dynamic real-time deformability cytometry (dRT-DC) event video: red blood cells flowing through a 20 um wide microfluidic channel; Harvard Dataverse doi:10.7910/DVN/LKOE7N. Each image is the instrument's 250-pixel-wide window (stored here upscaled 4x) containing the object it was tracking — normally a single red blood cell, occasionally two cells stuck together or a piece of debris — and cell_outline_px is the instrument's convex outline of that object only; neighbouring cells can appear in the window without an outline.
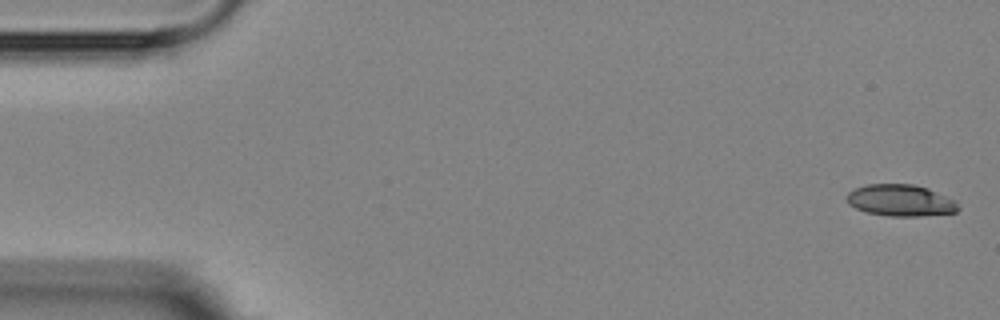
{"species": "Egyptian fruit bat (a non-hibernating species)", "species_latin": "Rousettus aegyptiacus", "temperature_condition": "room temperature", "stored_images_in_passage": 14, "camera_frame_rate_fps": 3000, "um_per_image_px": 0.085, "animal": {"sex": "female"}, "frame": {"image": 1, "passage_image": 1, "time_ms": 0.0, "image_size_px": [1000, 320], "cell_outline_px": [[960, 208], [956, 212], [920, 216], [888, 216], [868, 212], [856, 208], [848, 204], [848, 192], [856, 188], [868, 184], [912, 184], [928, 188], [952, 200]], "centroid_in_image_um": [76.52, 17.03], "position_along_channel_um": 8.5, "area_um2": 20.17}}
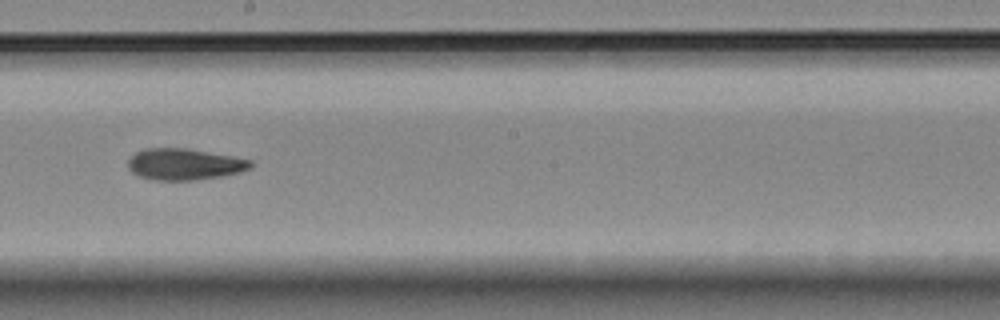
{"frame": {"image": 2, "passage_image": 8, "time_ms": 9.667, "image_size_px": [1000, 320], "cell_outline_px": [[252, 168], [240, 172], [220, 176], [192, 180], [156, 180], [140, 176], [132, 172], [128, 168], [128, 160], [136, 152], [144, 148], [188, 148], [232, 156], [252, 160]], "centroid_in_image_um": [15.68, 13.95], "position_along_channel_um": 232.5, "area_um2": 22.37}}
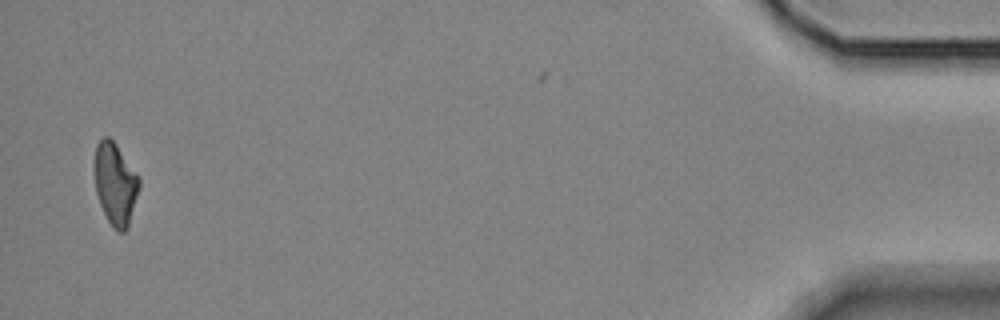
{"frame": {"image": 3, "passage_image": 14, "time_ms": 17.333, "image_size_px": [1000, 320], "cell_outline_px": [[140, 184], [128, 228], [124, 232], [120, 232], [112, 228], [100, 204], [96, 192], [92, 168], [92, 160], [96, 144], [104, 136], [108, 136], [116, 144], [140, 180]], "centroid_in_image_um": [9.74, 15.61], "position_along_channel_um": 425.5, "area_um2": 21.56}, "authors_computed_cell_mechanics": {"area_um2": 22.1663, "velocity_mm_per_s": 3.6451, "shape_relaxation_time_tau1_ms": null, "shape_relaxation_time_tau2_ms": 6.5086, "deformation_change_tau1": null, "deformation_change_tau2": 0.1264}}